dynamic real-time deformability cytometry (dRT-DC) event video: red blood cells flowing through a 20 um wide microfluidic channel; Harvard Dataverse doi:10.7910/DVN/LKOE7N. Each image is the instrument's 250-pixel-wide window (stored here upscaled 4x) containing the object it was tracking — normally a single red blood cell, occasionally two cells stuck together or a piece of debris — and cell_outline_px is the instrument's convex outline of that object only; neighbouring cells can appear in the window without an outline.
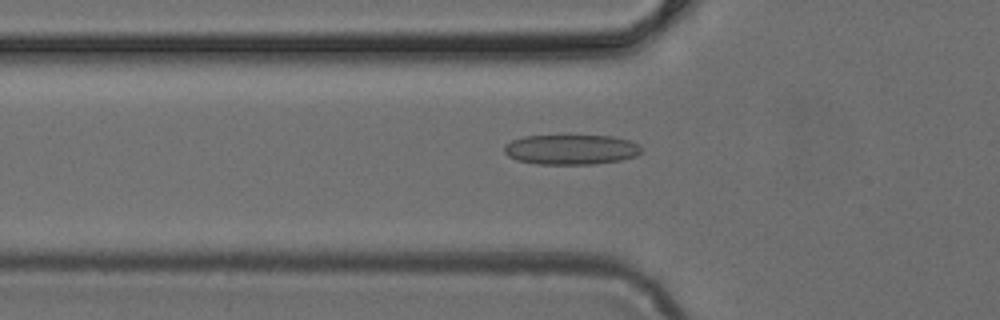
{"species": "common noctule bat (a hibernating species)", "species_latin": "Nyctalus noctula", "temperature_condition": "cold", "stored_images_in_passage": 48, "camera_frame_rate_fps": 3000, "um_per_image_px": 0.085, "animal": {"sex": "female", "body_mass_g": 24.6, "forearm_length_mm": 56.2}, "frame": {"image": 1, "passage_image": 16, "time_ms": 5.0, "image_size_px": [1000, 320], "cell_outline_px": [[644, 148], [636, 156], [620, 160], [592, 164], [536, 164], [516, 160], [508, 156], [504, 152], [504, 144], [512, 140], [524, 136], [612, 136], [628, 140], [640, 144]], "centroid_in_image_um": [48.53, 12.71], "position_along_channel_um": 77.3, "area_um2": 24.04}}
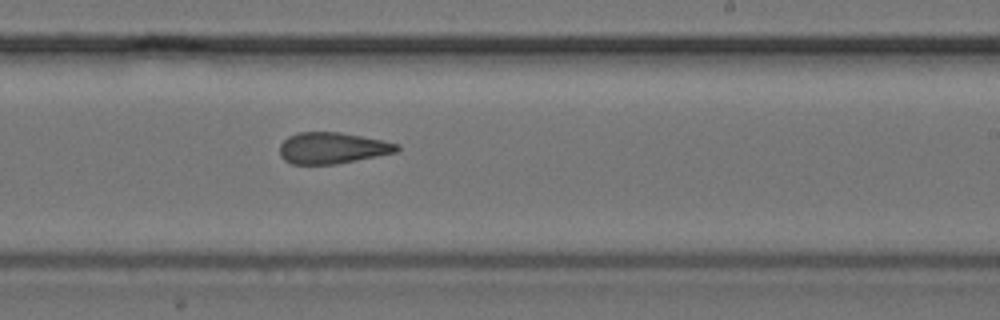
{"frame": {"image": 2, "passage_image": 29, "time_ms": 9.333, "image_size_px": [1000, 320], "cell_outline_px": [[400, 148], [396, 152], [336, 164], [292, 164], [284, 160], [280, 156], [280, 144], [288, 136], [300, 132], [340, 132], [384, 140], [400, 144]], "centroid_in_image_um": [28.25, 12.58], "position_along_channel_um": 260.8, "area_um2": 21.39}}
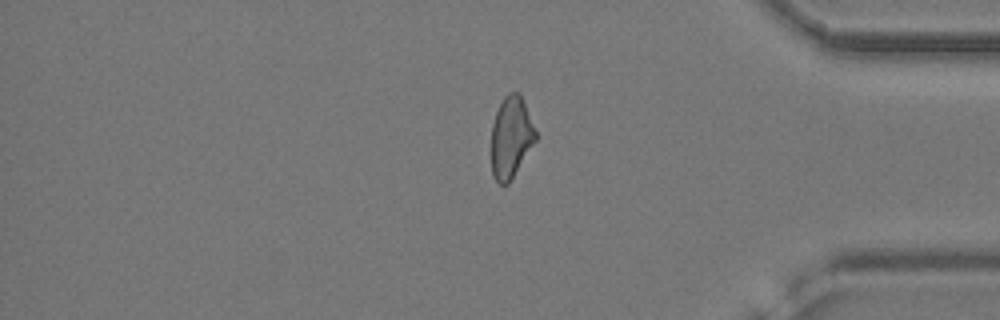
{"frame": {"image": 3, "passage_image": 40, "time_ms": 13.0, "image_size_px": [1000, 320], "cell_outline_px": [[536, 140], [508, 184], [500, 184], [492, 176], [492, 124], [496, 112], [504, 96], [508, 92], [520, 92], [536, 132]], "centroid_in_image_um": [43.43, 11.65], "position_along_channel_um": 391.8, "area_um2": 20.75}}